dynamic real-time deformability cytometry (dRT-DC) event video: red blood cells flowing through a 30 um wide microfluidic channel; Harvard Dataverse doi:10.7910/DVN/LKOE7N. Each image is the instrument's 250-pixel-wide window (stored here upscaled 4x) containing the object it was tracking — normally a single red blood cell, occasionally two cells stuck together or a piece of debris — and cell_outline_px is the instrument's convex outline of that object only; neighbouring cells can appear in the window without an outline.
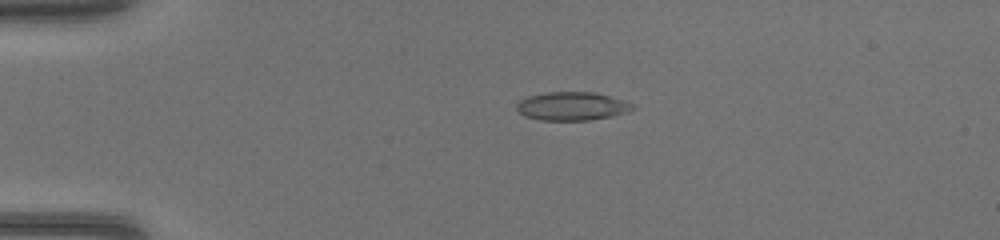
{"species": "common noctule bat (a hibernating species)", "species_latin": "Nyctalus noctula", "temperature_condition": "warm", "stored_images_in_passage": 36, "camera_frame_rate_fps": 3000, "um_per_image_px": 0.085, "animal": {"sex": "female", "body_mass_g": 17.0, "forearm_length_mm": 48.0}, "frame": {"image": 1, "passage_image": 1, "time_ms": 0.0, "image_size_px": [1000, 240], "cell_outline_px": [[636, 108], [628, 112], [612, 116], [588, 120], [540, 120], [524, 116], [516, 108], [516, 104], [520, 100], [528, 96], [548, 92], [592, 92], [624, 100], [636, 104]], "centroid_in_image_um": [48.65, 9.03], "position_along_channel_um": 36.4, "area_um2": 19.25}}
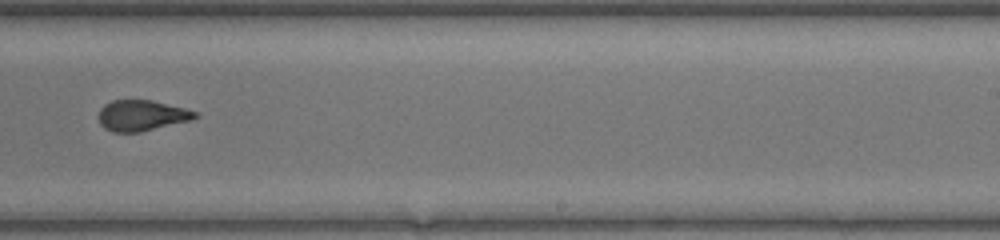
{"frame": {"image": 2, "passage_image": 20, "time_ms": 6.333, "image_size_px": [1000, 240], "cell_outline_px": [[200, 116], [192, 120], [140, 132], [112, 132], [104, 128], [100, 124], [100, 108], [104, 104], [112, 100], [152, 100], [200, 112]], "centroid_in_image_um": [12.08, 9.81], "position_along_channel_um": 276.9, "area_um2": 17.4}}
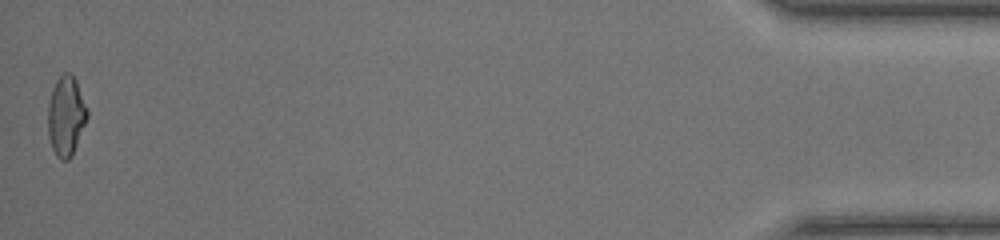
{"frame": {"image": 3, "passage_image": 36, "time_ms": 11.667, "image_size_px": [1000, 240], "cell_outline_px": [[88, 116], [72, 156], [68, 160], [60, 160], [56, 156], [52, 148], [48, 136], [48, 104], [52, 88], [56, 80], [64, 72], [72, 72], [76, 80], [88, 108]], "centroid_in_image_um": [5.61, 9.84], "position_along_channel_um": 429.6, "area_um2": 18.5}}